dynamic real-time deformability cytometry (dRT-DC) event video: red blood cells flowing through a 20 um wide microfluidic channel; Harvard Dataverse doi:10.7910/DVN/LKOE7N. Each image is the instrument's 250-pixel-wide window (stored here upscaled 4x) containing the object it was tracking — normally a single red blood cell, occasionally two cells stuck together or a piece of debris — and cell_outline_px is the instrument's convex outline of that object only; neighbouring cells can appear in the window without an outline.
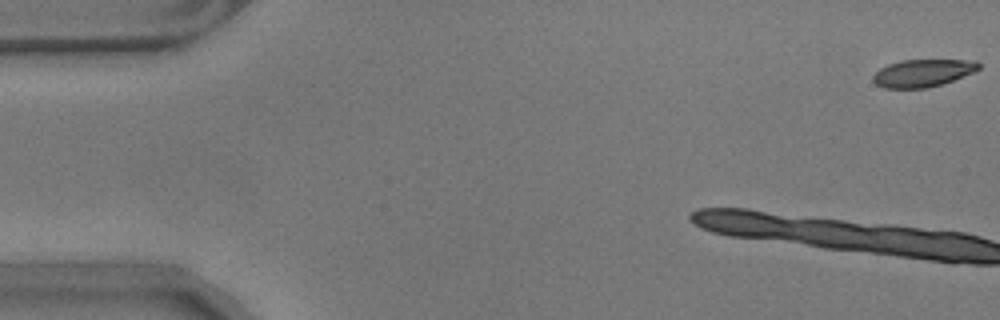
{"species": "common noctule bat (a hibernating species)", "species_latin": "Nyctalus noctula", "temperature_condition": "warm", "stored_images_in_passage": 8, "camera_frame_rate_fps": 3000, "um_per_image_px": 0.085, "animal": {"sex": "male", "body_mass_g": 17.9}, "frame": {"image": 1, "passage_image": 1, "time_ms": 0.0, "image_size_px": [1000, 320], "cell_outline_px": [[980, 68], [976, 72], [940, 84], [924, 88], [884, 88], [876, 84], [872, 80], [872, 76], [880, 68], [888, 64], [900, 60], [976, 60], [980, 64]], "centroid_in_image_um": [78.44, 6.2], "position_along_channel_um": 6.6, "area_um2": 16.94}}